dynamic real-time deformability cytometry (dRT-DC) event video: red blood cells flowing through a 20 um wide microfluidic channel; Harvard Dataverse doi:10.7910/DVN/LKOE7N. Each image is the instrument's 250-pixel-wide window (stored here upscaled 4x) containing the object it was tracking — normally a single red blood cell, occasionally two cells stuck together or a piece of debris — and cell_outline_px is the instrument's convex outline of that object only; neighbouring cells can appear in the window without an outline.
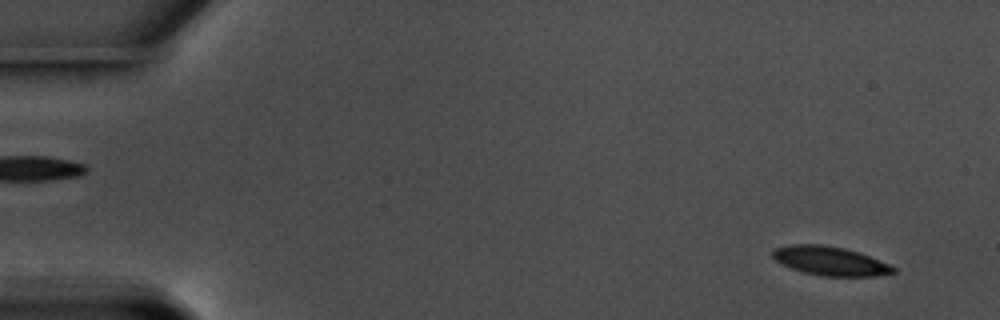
{"species": "common noctule bat (a hibernating species)", "species_latin": "Nyctalus noctula", "temperature_condition": "warm", "stored_images_in_passage": 16, "camera_frame_rate_fps": 3000, "um_per_image_px": 0.085, "animal": {"sex": "male", "body_mass_g": 17.5, "forearm_length_mm": 52.3}, "frame": {"image": 1, "passage_image": 4, "time_ms": 1.0, "image_size_px": [1000, 320], "cell_outline_px": [[896, 272], [876, 276], [820, 276], [804, 272], [780, 264], [772, 256], [772, 248], [792, 244], [820, 244], [844, 248], [868, 256], [888, 264], [896, 268]], "centroid_in_image_um": [70.51, 22.18], "position_along_channel_um": 14.5, "area_um2": 20.23}}